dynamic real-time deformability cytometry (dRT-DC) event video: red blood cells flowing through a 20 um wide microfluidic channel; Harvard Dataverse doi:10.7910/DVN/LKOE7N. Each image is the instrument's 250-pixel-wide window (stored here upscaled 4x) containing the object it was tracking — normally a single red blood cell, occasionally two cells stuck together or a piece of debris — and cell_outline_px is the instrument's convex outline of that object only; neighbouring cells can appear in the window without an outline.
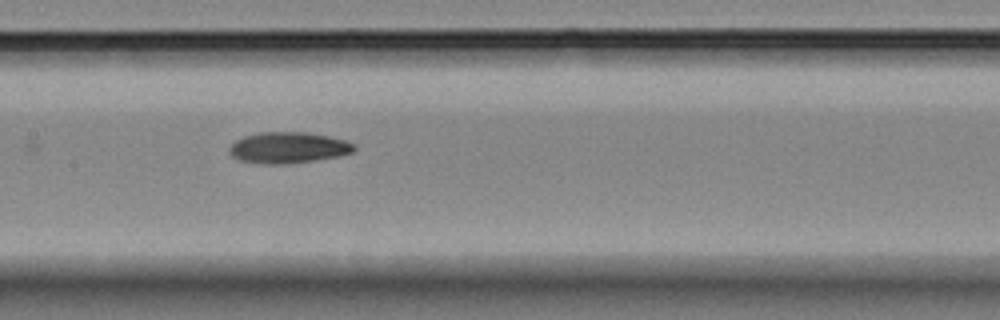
{"species": "Egyptian fruit bat (a non-hibernating species)", "species_latin": "Rousettus aegyptiacus", "temperature_condition": "room temperature", "stored_images_in_passage": 6, "camera_frame_rate_fps": 3000, "um_per_image_px": 0.085, "animal": {"sex": "female"}, "frame": {"image": 1, "passage_image": 5, "time_ms": 4.667, "image_size_px": [1000, 320], "cell_outline_px": [[356, 148], [352, 152], [340, 156], [316, 160], [284, 164], [264, 164], [240, 160], [232, 156], [228, 152], [228, 148], [236, 140], [244, 136], [260, 132], [304, 132], [328, 136], [344, 140], [356, 144]], "centroid_in_image_um": [24.5, 12.55], "position_along_channel_um": 182.9, "area_um2": 22.66}}
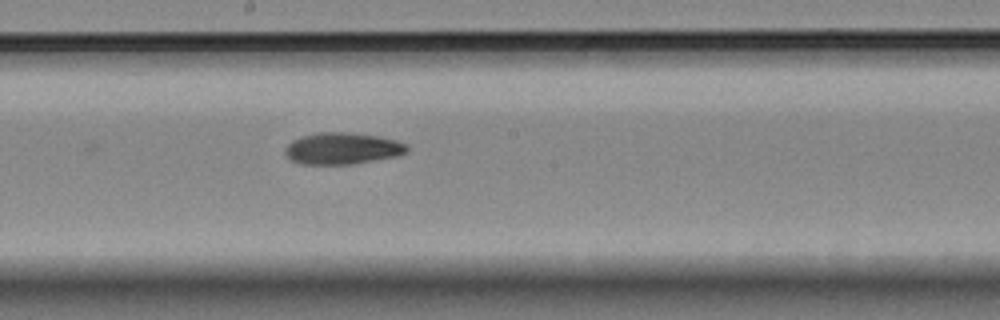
{"frame": {"image": 2, "passage_image": 6, "time_ms": 5.667, "image_size_px": [1000, 320], "cell_outline_px": [[408, 152], [396, 156], [352, 164], [300, 164], [288, 160], [284, 152], [284, 148], [292, 140], [300, 136], [320, 132], [348, 132], [380, 136], [396, 140], [408, 144]], "centroid_in_image_um": [29.07, 12.61], "position_along_channel_um": 219.1, "area_um2": 22.77}}